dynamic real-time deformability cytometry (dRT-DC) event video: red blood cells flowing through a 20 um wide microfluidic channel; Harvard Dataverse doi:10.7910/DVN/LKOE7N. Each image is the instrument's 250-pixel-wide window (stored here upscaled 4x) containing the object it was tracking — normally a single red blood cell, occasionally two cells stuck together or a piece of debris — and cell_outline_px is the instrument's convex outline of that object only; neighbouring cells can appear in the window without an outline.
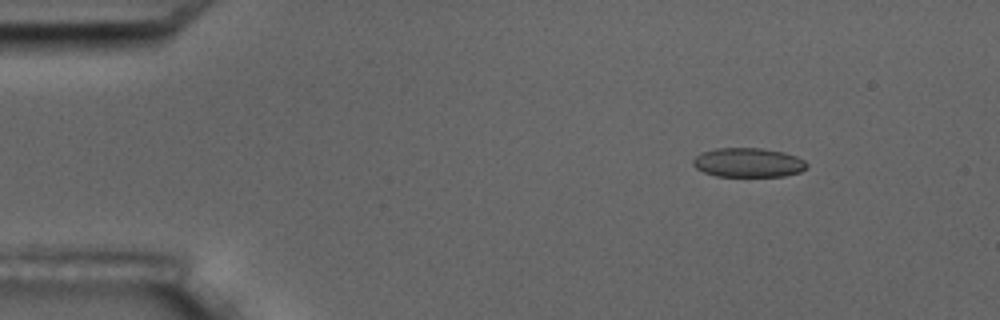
{"species": "common noctule bat (a hibernating species)", "species_latin": "Nyctalus noctula", "temperature_condition": "room temperature", "stored_images_in_passage": 16, "camera_frame_rate_fps": 3000, "um_per_image_px": 0.085, "animal": {"sex": "male", "body_mass_g": 17.5, "forearm_length_mm": 52.3}, "frame": {"image": 1, "passage_image": 3, "time_ms": 2.333, "image_size_px": [1000, 320], "cell_outline_px": [[808, 164], [800, 172], [784, 176], [716, 176], [704, 172], [696, 168], [692, 164], [692, 160], [696, 156], [704, 152], [716, 148], [760, 148], [784, 152], [796, 156], [804, 160]], "centroid_in_image_um": [63.59, 13.82], "position_along_channel_um": 21.4, "area_um2": 19.31}}
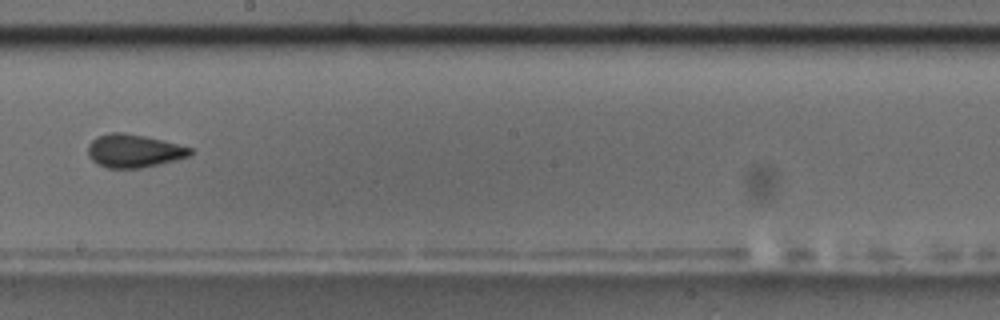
{"frame": {"image": 2, "passage_image": 10, "time_ms": 10.667, "image_size_px": [1000, 320], "cell_outline_px": [[192, 156], [160, 164], [140, 168], [108, 168], [96, 164], [88, 156], [88, 144], [96, 136], [108, 132], [124, 132], [144, 136], [192, 148]], "centroid_in_image_um": [11.35, 12.83], "position_along_channel_um": 236.9, "area_um2": 19.88}, "authors_computed_cell_mechanics": {"area_um2": 19.4497, "velocity_mm_per_s": 3.5591, "shape_relaxation_time_tau1_ms": 5.2457, "shape_relaxation_time_tau2_ms": 1.907, "deformation_change_tau1": 0.1177, "deformation_change_tau2": 0.0599}}